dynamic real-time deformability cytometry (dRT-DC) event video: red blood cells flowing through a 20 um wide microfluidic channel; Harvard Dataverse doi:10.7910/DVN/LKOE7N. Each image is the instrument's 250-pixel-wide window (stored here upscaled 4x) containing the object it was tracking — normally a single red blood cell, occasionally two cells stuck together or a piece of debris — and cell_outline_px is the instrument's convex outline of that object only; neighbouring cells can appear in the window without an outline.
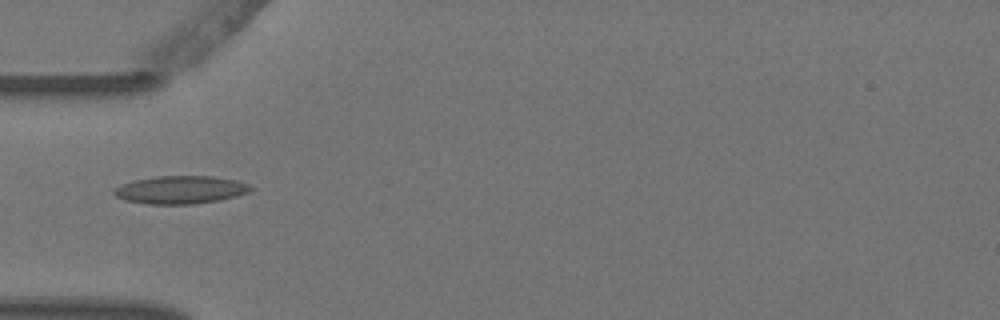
{"species": "Egyptian fruit bat (a non-hibernating species)", "species_latin": "Rousettus aegyptiacus", "temperature_condition": "warm", "stored_images_in_passage": 4, "camera_frame_rate_fps": 3000, "um_per_image_px": 0.085, "animal": {"sex": "female"}, "frame": {"image": 1, "passage_image": 4, "time_ms": 1.0, "image_size_px": [1000, 320], "cell_outline_px": [[252, 188], [248, 192], [236, 196], [220, 200], [192, 204], [148, 204], [124, 200], [116, 196], [112, 192], [116, 188], [124, 184], [136, 180], [156, 176], [212, 176], [236, 180], [252, 184]], "centroid_in_image_um": [15.38, 16.13], "position_along_channel_um": 69.6, "area_um2": 22.14}}